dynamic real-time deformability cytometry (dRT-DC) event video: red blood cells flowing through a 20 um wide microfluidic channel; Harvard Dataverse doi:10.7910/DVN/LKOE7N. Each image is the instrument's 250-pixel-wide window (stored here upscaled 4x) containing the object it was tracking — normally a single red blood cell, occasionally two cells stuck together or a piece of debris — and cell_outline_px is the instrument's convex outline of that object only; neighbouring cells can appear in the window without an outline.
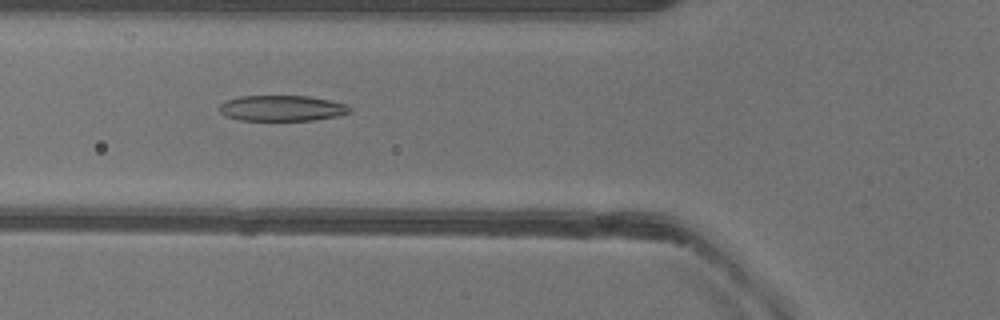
{"species": "common noctule bat (a hibernating species)", "species_latin": "Nyctalus noctula", "temperature_condition": "warm", "stored_images_in_passage": 18, "camera_frame_rate_fps": 3000, "um_per_image_px": 0.085, "animal": {"sex": "female"}, "frame": {"image": 1, "passage_image": 8, "time_ms": 2.333, "image_size_px": [1000, 320], "cell_outline_px": [[352, 112], [340, 116], [312, 120], [240, 120], [224, 116], [220, 112], [220, 104], [224, 100], [240, 96], [308, 96], [328, 100], [344, 104], [352, 108]], "centroid_in_image_um": [23.95, 9.2], "position_along_channel_um": 101.8, "area_um2": 19.59}}
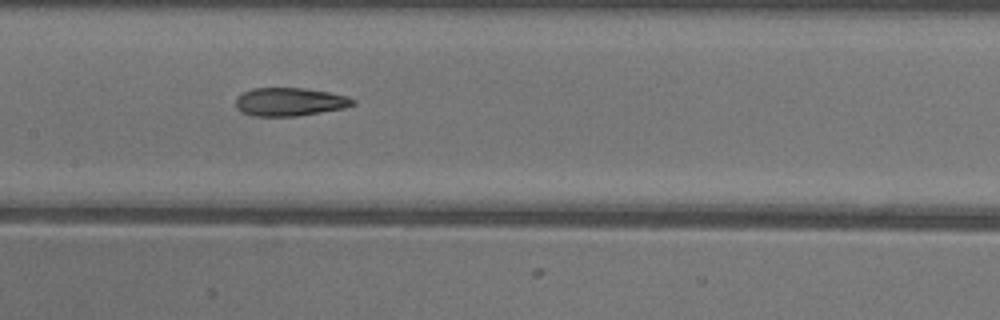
{"frame": {"image": 2, "passage_image": 14, "time_ms": 4.333, "image_size_px": [1000, 320], "cell_outline_px": [[356, 104], [344, 108], [296, 116], [256, 116], [240, 112], [236, 108], [236, 96], [252, 88], [304, 88], [328, 92], [348, 96], [356, 100]], "centroid_in_image_um": [24.62, 8.65], "position_along_channel_um": 182.8, "area_um2": 19.36}}
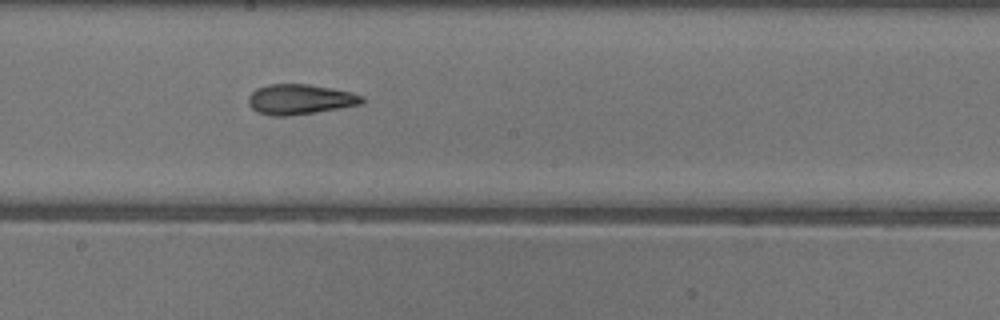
{"frame": {"image": 3, "passage_image": 17, "time_ms": 5.333, "image_size_px": [1000, 320], "cell_outline_px": [[364, 100], [360, 104], [316, 112], [288, 116], [272, 116], [256, 112], [248, 104], [248, 96], [256, 88], [268, 84], [308, 84], [352, 92], [364, 96]], "centroid_in_image_um": [25.46, 8.44], "position_along_channel_um": 222.7, "area_um2": 20.0}}